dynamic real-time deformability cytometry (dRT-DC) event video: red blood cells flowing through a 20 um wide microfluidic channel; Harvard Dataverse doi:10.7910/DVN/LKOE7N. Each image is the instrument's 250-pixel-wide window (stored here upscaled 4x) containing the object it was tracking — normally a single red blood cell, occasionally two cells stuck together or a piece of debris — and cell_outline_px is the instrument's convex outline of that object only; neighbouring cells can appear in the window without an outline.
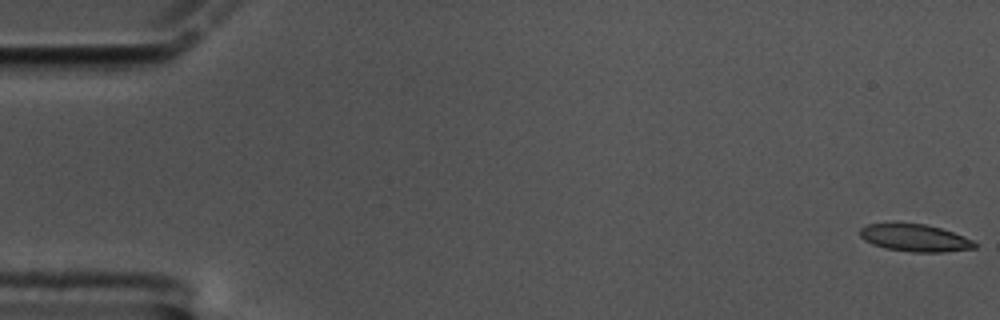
{"species": "common noctule bat (a hibernating species)", "species_latin": "Nyctalus noctula", "temperature_condition": "cold", "stored_images_in_passage": 10, "camera_frame_rate_fps": 3000, "um_per_image_px": 0.085, "animal": {"sex": "male", "body_mass_g": 17.5, "forearm_length_mm": 52.3}, "frame": {"image": 1, "passage_image": 1, "time_ms": 0.0, "image_size_px": [1000, 320], "cell_outline_px": [[976, 248], [944, 252], [912, 252], [884, 248], [872, 244], [864, 240], [860, 236], [860, 228], [868, 224], [896, 220], [924, 224], [940, 228], [964, 236], [972, 240], [976, 244]], "centroid_in_image_um": [77.7, 20.18], "position_along_channel_um": 7.3, "area_um2": 18.84}}